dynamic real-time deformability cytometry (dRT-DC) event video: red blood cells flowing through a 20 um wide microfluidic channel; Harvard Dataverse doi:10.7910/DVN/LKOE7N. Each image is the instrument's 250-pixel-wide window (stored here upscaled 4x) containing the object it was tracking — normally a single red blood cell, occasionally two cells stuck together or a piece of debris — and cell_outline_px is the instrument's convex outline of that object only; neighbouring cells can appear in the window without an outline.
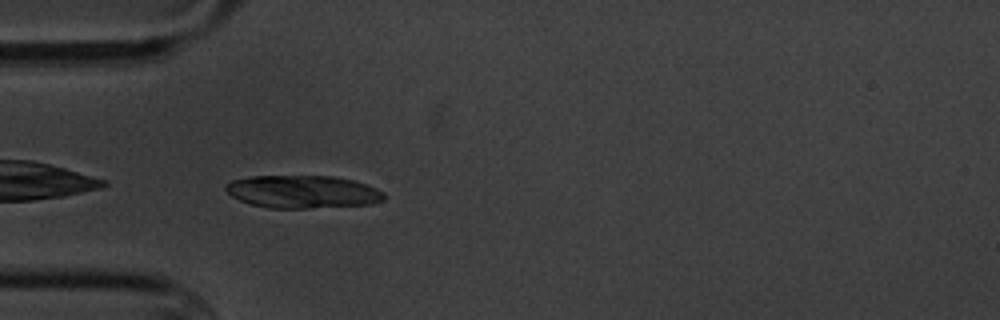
{"species": "common noctule bat (a hibernating species)", "species_latin": "Nyctalus noctula", "temperature_condition": "cold", "stored_images_in_passage": 3, "camera_frame_rate_fps": 3000, "um_per_image_px": 0.085, "animal": {"sex": "male", "body_mass_g": 20.1, "forearm_length_mm": 53.5}, "frame": {"image": 1, "passage_image": 3, "time_ms": 3.0, "image_size_px": [1000, 320], "cell_outline_px": [[384, 200], [372, 204], [308, 208], [268, 208], [252, 204], [240, 200], [232, 196], [224, 188], [224, 184], [232, 180], [248, 176], [332, 176], [352, 180], [376, 188], [384, 192]], "centroid_in_image_um": [25.7, 16.3], "position_along_channel_um": 59.3, "area_um2": 30.23}}